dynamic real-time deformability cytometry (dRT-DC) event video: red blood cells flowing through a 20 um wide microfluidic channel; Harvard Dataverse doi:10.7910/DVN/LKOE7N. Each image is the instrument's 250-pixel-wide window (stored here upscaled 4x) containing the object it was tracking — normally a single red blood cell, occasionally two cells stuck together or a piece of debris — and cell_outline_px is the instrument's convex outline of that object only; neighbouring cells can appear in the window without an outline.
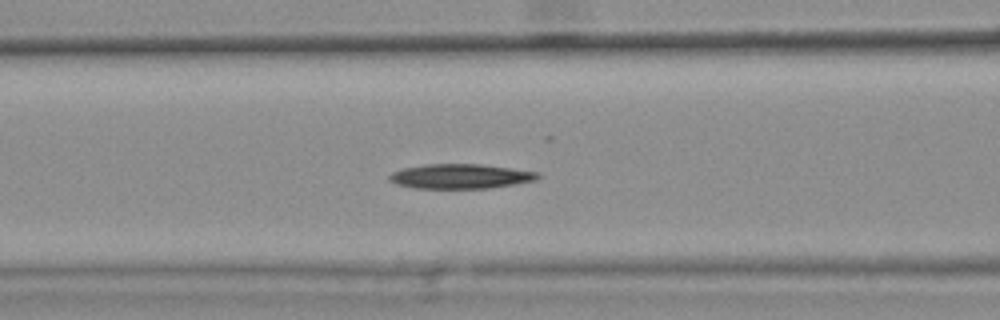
{"species": "common noctule bat (a hibernating species)", "species_latin": "Nyctalus noctula", "temperature_condition": "warm", "stored_images_in_passage": 45, "camera_frame_rate_fps": 3000, "um_per_image_px": 0.085, "animal": {"sex": "female", "body_mass_g": 25.1}, "frame": {"image": 1, "passage_image": 20, "time_ms": 6.333, "image_size_px": [1000, 320], "cell_outline_px": [[540, 176], [536, 180], [488, 188], [412, 188], [396, 184], [388, 180], [388, 176], [392, 172], [404, 168], [424, 164], [480, 164], [512, 168], [540, 172]], "centroid_in_image_um": [39.11, 14.98], "position_along_channel_um": 127.5, "area_um2": 21.33}}